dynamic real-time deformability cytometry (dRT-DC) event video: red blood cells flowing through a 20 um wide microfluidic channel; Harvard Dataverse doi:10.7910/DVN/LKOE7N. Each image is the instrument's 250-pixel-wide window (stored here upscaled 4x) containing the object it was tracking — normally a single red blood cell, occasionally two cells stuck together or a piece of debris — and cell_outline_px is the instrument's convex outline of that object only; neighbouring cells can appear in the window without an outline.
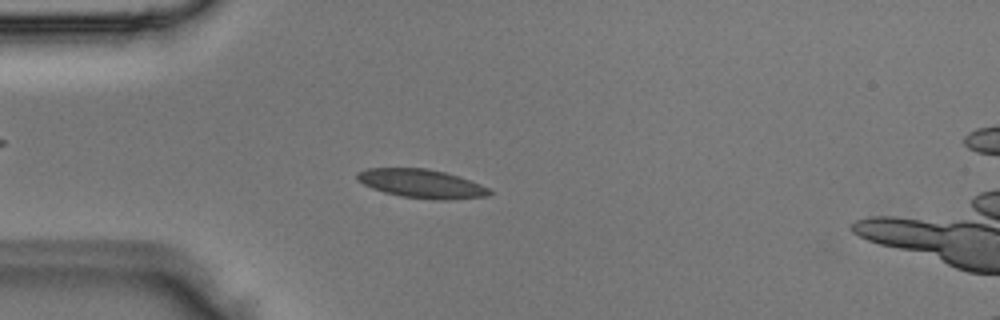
{"species": "Egyptian fruit bat (a non-hibernating species)", "species_latin": "Rousettus aegyptiacus", "temperature_condition": "room temperature", "stored_images_in_passage": 3, "camera_frame_rate_fps": 3000, "um_per_image_px": 0.085, "animal": {"sex": "male"}, "frame": {"image": 1, "passage_image": 2, "time_ms": 0.333, "image_size_px": [1000, 320], "cell_outline_px": [[492, 192], [488, 196], [448, 200], [436, 200], [400, 196], [384, 192], [372, 188], [356, 180], [356, 172], [364, 168], [428, 168], [444, 172], [480, 184], [488, 188]], "centroid_in_image_um": [35.78, 15.61], "position_along_channel_um": 49.2, "area_um2": 22.14}}